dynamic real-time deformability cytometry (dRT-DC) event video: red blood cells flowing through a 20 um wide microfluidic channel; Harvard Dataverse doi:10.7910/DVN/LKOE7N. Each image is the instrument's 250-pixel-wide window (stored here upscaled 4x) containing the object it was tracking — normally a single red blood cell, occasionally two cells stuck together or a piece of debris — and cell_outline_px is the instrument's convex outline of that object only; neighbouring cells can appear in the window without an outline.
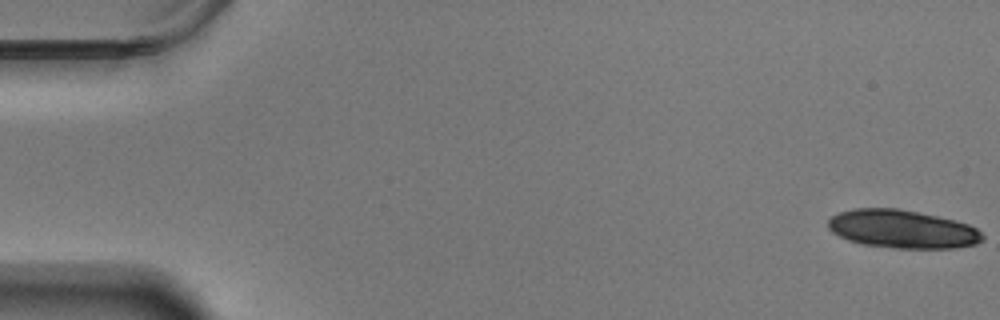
{"species": "Egyptian fruit bat (a non-hibernating species)", "species_latin": "Rousettus aegyptiacus", "temperature_condition": "warm", "stored_images_in_passage": 18, "camera_frame_rate_fps": 3000, "um_per_image_px": 0.085, "animal": {"sex": "male"}, "frame": {"image": 1, "passage_image": 1, "time_ms": 0.0, "image_size_px": [1000, 320], "cell_outline_px": [[984, 240], [976, 244], [952, 248], [896, 248], [864, 244], [848, 240], [832, 232], [828, 228], [828, 220], [832, 216], [840, 212], [852, 208], [900, 208], [956, 220], [968, 224], [976, 228], [984, 236]], "centroid_in_image_um": [76.7, 19.46], "position_along_channel_um": 8.3, "area_um2": 34.45}}